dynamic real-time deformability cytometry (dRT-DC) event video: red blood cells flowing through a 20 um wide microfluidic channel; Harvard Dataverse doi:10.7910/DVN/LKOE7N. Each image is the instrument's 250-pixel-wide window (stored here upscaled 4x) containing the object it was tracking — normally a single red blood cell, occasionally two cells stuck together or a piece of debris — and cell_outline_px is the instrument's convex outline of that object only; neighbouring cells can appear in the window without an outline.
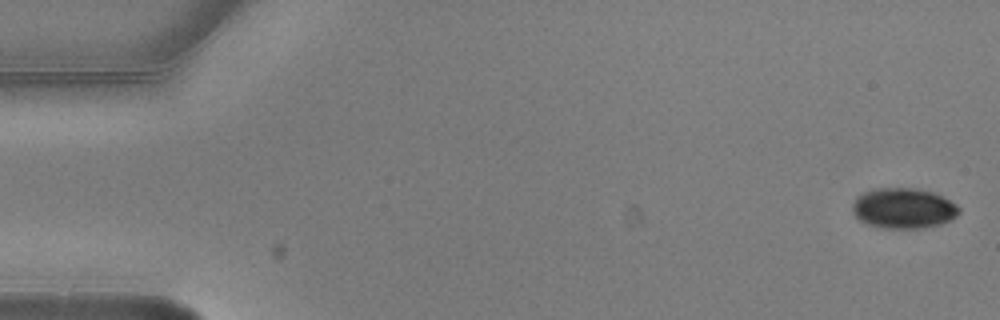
{"species": "common noctule bat (a hibernating species)", "species_latin": "Nyctalus noctula", "temperature_condition": "warm", "stored_images_in_passage": 6, "camera_frame_rate_fps": 3000, "um_per_image_px": 0.085, "animal": {"sex": "male", "body_mass_g": 20.5, "forearm_length_mm": 52.5}, "frame": {"image": 1, "passage_image": 1, "time_ms": 0.0, "image_size_px": [1000, 320], "cell_outline_px": [[960, 212], [956, 216], [940, 224], [924, 228], [884, 228], [868, 224], [860, 220], [852, 212], [852, 204], [856, 196], [872, 188], [920, 188], [936, 192], [956, 204], [960, 208]], "centroid_in_image_um": [76.79, 17.68], "position_along_channel_um": 8.2, "area_um2": 25.37}}
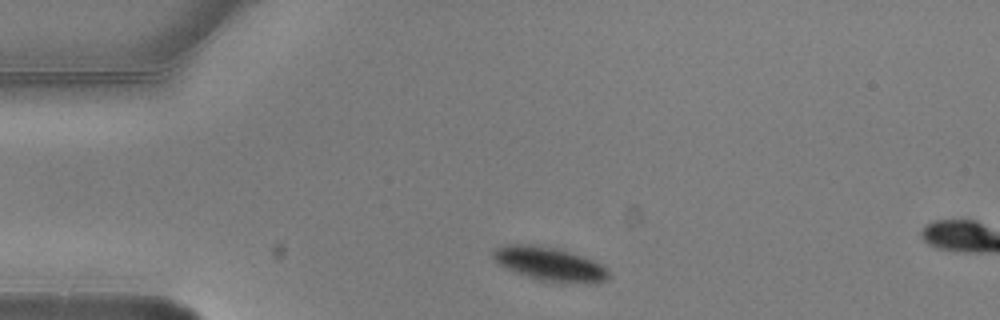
{"frame": {"image": 2, "passage_image": 6, "time_ms": 1.667, "image_size_px": [1000, 320], "cell_outline_px": [[612, 276], [608, 280], [592, 284], [540, 280], [512, 272], [496, 264], [492, 260], [492, 252], [496, 248], [504, 244], [532, 244], [556, 248], [592, 260], [608, 268]], "centroid_in_image_um": [46.69, 22.45], "position_along_channel_um": 38.3, "area_um2": 23.06}}